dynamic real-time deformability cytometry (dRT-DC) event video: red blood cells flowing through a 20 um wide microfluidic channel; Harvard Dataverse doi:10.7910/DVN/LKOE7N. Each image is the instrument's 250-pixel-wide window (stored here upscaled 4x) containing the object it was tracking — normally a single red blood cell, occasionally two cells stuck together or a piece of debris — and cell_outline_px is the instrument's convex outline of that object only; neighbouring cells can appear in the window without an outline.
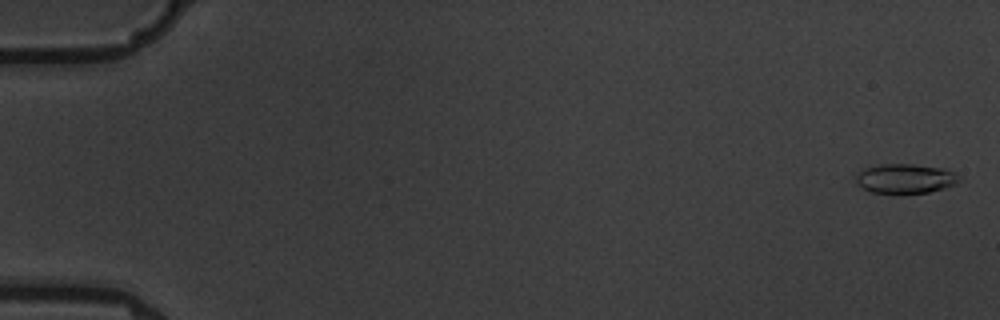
{"species": "common noctule bat (a hibernating species)", "species_latin": "Nyctalus noctula", "temperature_condition": "warm", "stored_images_in_passage": 6, "camera_frame_rate_fps": 3000, "um_per_image_px": 0.085, "animal": {"sex": "male", "body_mass_g": 19.5, "forearm_length_mm": 54.6}, "frame": {"image": 1, "passage_image": 1, "time_ms": 0.0, "image_size_px": [1000, 320], "cell_outline_px": [[960, 180], [956, 184], [944, 188], [928, 192], [896, 196], [868, 192], [856, 184], [856, 176], [864, 168], [880, 164], [912, 164], [944, 168], [956, 172], [960, 176]], "centroid_in_image_um": [76.94, 15.22], "position_along_channel_um": 8.1, "area_um2": 18.55}}